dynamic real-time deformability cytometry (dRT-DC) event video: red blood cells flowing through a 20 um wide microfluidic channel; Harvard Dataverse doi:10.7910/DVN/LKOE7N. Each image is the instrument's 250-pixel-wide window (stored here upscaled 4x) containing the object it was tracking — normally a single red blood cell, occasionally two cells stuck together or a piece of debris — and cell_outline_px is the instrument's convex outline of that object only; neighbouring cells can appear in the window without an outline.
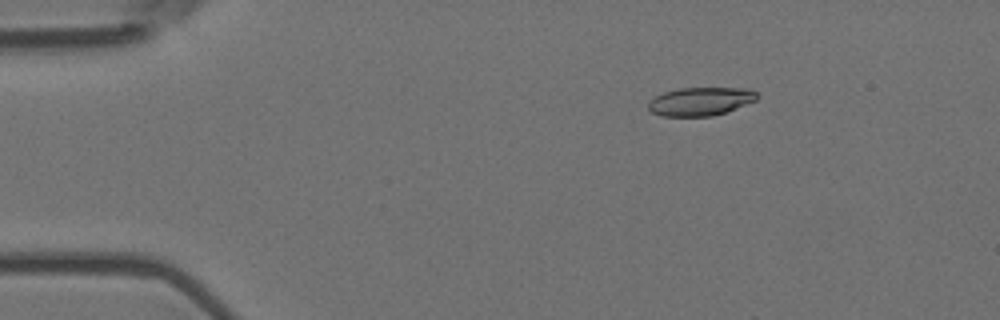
{"species": "Egyptian fruit bat (a non-hibernating species)", "species_latin": "Rousettus aegyptiacus", "temperature_condition": "room temperature", "stored_images_in_passage": 3, "camera_frame_rate_fps": 3000, "um_per_image_px": 0.085, "animal": {"sex": "female"}, "frame": {"image": 1, "passage_image": 1, "time_ms": 0.0, "image_size_px": [1000, 320], "cell_outline_px": [[760, 96], [756, 100], [724, 112], [712, 116], [664, 116], [652, 112], [648, 108], [648, 100], [664, 92], [676, 88], [752, 88]], "centroid_in_image_um": [59.54, 8.6], "position_along_channel_um": 25.5, "area_um2": 17.98}}